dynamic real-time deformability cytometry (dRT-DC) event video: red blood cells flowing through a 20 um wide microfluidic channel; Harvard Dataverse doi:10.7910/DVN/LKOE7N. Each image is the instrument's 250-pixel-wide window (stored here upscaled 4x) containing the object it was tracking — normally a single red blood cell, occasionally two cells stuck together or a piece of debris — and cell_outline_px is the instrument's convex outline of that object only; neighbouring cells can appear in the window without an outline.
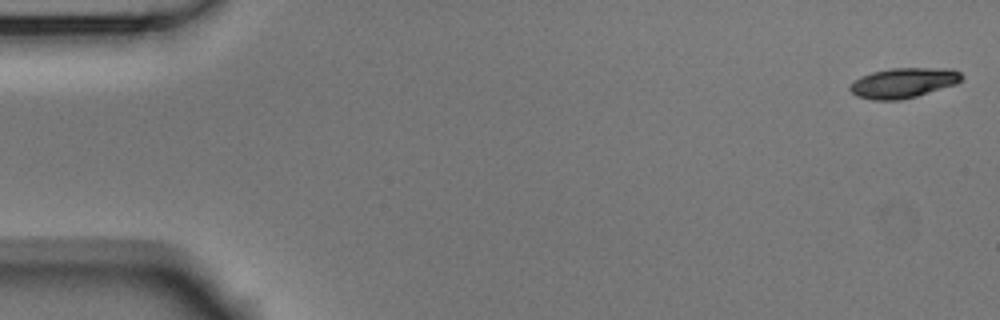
{"species": "Egyptian fruit bat (a non-hibernating species)", "species_latin": "Rousettus aegyptiacus", "temperature_condition": "room temperature", "stored_images_in_passage": 36, "camera_frame_rate_fps": 3000, "um_per_image_px": 0.085, "animal": {"sex": "male"}, "frame": {"image": 1, "passage_image": 1, "time_ms": 0.0, "image_size_px": [1000, 320], "cell_outline_px": [[964, 80], [956, 84], [916, 96], [900, 100], [872, 100], [856, 96], [848, 88], [860, 76], [872, 72], [888, 68], [952, 68], [960, 72], [964, 76]], "centroid_in_image_um": [76.82, 7.03], "position_along_channel_um": 8.2, "area_um2": 19.71}}
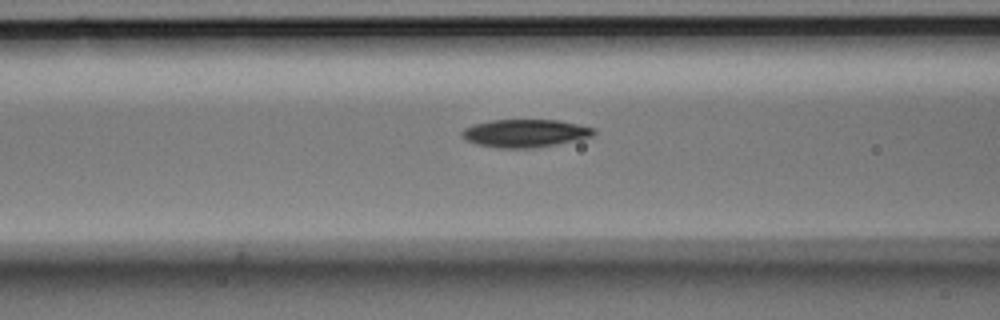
{"frame": {"image": 2, "passage_image": 21, "time_ms": 6.667, "image_size_px": [1000, 320], "cell_outline_px": [[596, 132], [592, 136], [556, 144], [532, 148], [500, 148], [476, 144], [468, 140], [460, 132], [464, 128], [472, 124], [492, 120], [560, 120], [596, 128]], "centroid_in_image_um": [44.64, 11.31], "position_along_channel_um": 122.0, "area_um2": 21.33}}
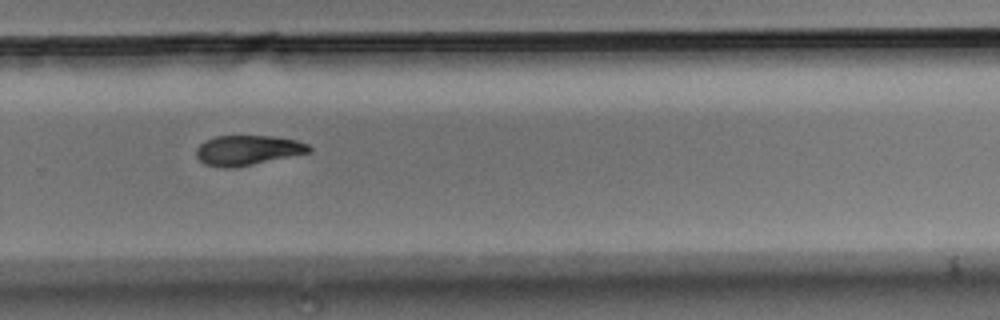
{"frame": {"image": 3, "passage_image": 36, "time_ms": 11.667, "image_size_px": [1000, 320], "cell_outline_px": [[312, 148], [308, 152], [252, 164], [232, 168], [224, 168], [204, 164], [196, 156], [196, 148], [204, 140], [216, 136], [272, 136], [296, 140], [308, 144]], "centroid_in_image_um": [20.99, 12.76], "position_along_channel_um": 308.8, "area_um2": 19.42}}